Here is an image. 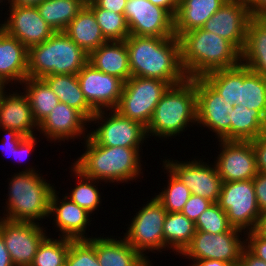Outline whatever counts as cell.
Masks as SVG:
<instances>
[{
	"label": "cell",
	"instance_id": "obj_13",
	"mask_svg": "<svg viewBox=\"0 0 266 266\" xmlns=\"http://www.w3.org/2000/svg\"><path fill=\"white\" fill-rule=\"evenodd\" d=\"M124 17L130 35L171 37L174 34V17L164 8L149 0H127Z\"/></svg>",
	"mask_w": 266,
	"mask_h": 266
},
{
	"label": "cell",
	"instance_id": "obj_34",
	"mask_svg": "<svg viewBox=\"0 0 266 266\" xmlns=\"http://www.w3.org/2000/svg\"><path fill=\"white\" fill-rule=\"evenodd\" d=\"M22 83L23 90L26 89L24 93L29 100L33 117L39 125L60 101L42 79L27 77Z\"/></svg>",
	"mask_w": 266,
	"mask_h": 266
},
{
	"label": "cell",
	"instance_id": "obj_33",
	"mask_svg": "<svg viewBox=\"0 0 266 266\" xmlns=\"http://www.w3.org/2000/svg\"><path fill=\"white\" fill-rule=\"evenodd\" d=\"M224 101L232 106L240 105V84H243V64L228 69L215 70L202 77Z\"/></svg>",
	"mask_w": 266,
	"mask_h": 266
},
{
	"label": "cell",
	"instance_id": "obj_47",
	"mask_svg": "<svg viewBox=\"0 0 266 266\" xmlns=\"http://www.w3.org/2000/svg\"><path fill=\"white\" fill-rule=\"evenodd\" d=\"M36 139L37 138L35 137V135L31 137H25L15 149V160L19 159L20 162L22 160H25L28 157L29 153L32 151V149L35 148V144L37 142Z\"/></svg>",
	"mask_w": 266,
	"mask_h": 266
},
{
	"label": "cell",
	"instance_id": "obj_39",
	"mask_svg": "<svg viewBox=\"0 0 266 266\" xmlns=\"http://www.w3.org/2000/svg\"><path fill=\"white\" fill-rule=\"evenodd\" d=\"M164 169L168 171V185L162 192H159L155 197L161 202L163 208L167 212H181L184 205L189 200L190 190L169 171L165 166Z\"/></svg>",
	"mask_w": 266,
	"mask_h": 266
},
{
	"label": "cell",
	"instance_id": "obj_19",
	"mask_svg": "<svg viewBox=\"0 0 266 266\" xmlns=\"http://www.w3.org/2000/svg\"><path fill=\"white\" fill-rule=\"evenodd\" d=\"M9 17L0 27L27 49L49 39L54 29L39 14L37 7L9 6Z\"/></svg>",
	"mask_w": 266,
	"mask_h": 266
},
{
	"label": "cell",
	"instance_id": "obj_30",
	"mask_svg": "<svg viewBox=\"0 0 266 266\" xmlns=\"http://www.w3.org/2000/svg\"><path fill=\"white\" fill-rule=\"evenodd\" d=\"M229 120L230 140L251 141L266 134V118L258 110L234 105Z\"/></svg>",
	"mask_w": 266,
	"mask_h": 266
},
{
	"label": "cell",
	"instance_id": "obj_26",
	"mask_svg": "<svg viewBox=\"0 0 266 266\" xmlns=\"http://www.w3.org/2000/svg\"><path fill=\"white\" fill-rule=\"evenodd\" d=\"M100 266H136L145 256L135 250L124 238L89 237Z\"/></svg>",
	"mask_w": 266,
	"mask_h": 266
},
{
	"label": "cell",
	"instance_id": "obj_52",
	"mask_svg": "<svg viewBox=\"0 0 266 266\" xmlns=\"http://www.w3.org/2000/svg\"><path fill=\"white\" fill-rule=\"evenodd\" d=\"M0 266H14L10 254L6 249L4 239L2 238L1 235H0Z\"/></svg>",
	"mask_w": 266,
	"mask_h": 266
},
{
	"label": "cell",
	"instance_id": "obj_15",
	"mask_svg": "<svg viewBox=\"0 0 266 266\" xmlns=\"http://www.w3.org/2000/svg\"><path fill=\"white\" fill-rule=\"evenodd\" d=\"M176 161V162H175ZM199 161L164 160L163 166L171 171L191 192L213 203L219 200L222 179L214 165ZM213 166V167H211Z\"/></svg>",
	"mask_w": 266,
	"mask_h": 266
},
{
	"label": "cell",
	"instance_id": "obj_46",
	"mask_svg": "<svg viewBox=\"0 0 266 266\" xmlns=\"http://www.w3.org/2000/svg\"><path fill=\"white\" fill-rule=\"evenodd\" d=\"M4 132H6V134L3 137V141H2V145H3V150L10 152L9 155L11 154L12 157H14L15 160V149L18 147V145L20 144V142L25 138L24 135L20 134L18 131L13 130V129H5L3 130ZM2 150V151H3ZM4 152V151H3ZM7 157H9L7 155Z\"/></svg>",
	"mask_w": 266,
	"mask_h": 266
},
{
	"label": "cell",
	"instance_id": "obj_17",
	"mask_svg": "<svg viewBox=\"0 0 266 266\" xmlns=\"http://www.w3.org/2000/svg\"><path fill=\"white\" fill-rule=\"evenodd\" d=\"M77 78L87 102L96 112L116 109L124 85L121 79L103 73L89 62L79 71Z\"/></svg>",
	"mask_w": 266,
	"mask_h": 266
},
{
	"label": "cell",
	"instance_id": "obj_43",
	"mask_svg": "<svg viewBox=\"0 0 266 266\" xmlns=\"http://www.w3.org/2000/svg\"><path fill=\"white\" fill-rule=\"evenodd\" d=\"M245 248L255 257L266 262V238L256 230L248 231ZM248 243V244H247Z\"/></svg>",
	"mask_w": 266,
	"mask_h": 266
},
{
	"label": "cell",
	"instance_id": "obj_58",
	"mask_svg": "<svg viewBox=\"0 0 266 266\" xmlns=\"http://www.w3.org/2000/svg\"><path fill=\"white\" fill-rule=\"evenodd\" d=\"M85 4L92 2L93 0H82Z\"/></svg>",
	"mask_w": 266,
	"mask_h": 266
},
{
	"label": "cell",
	"instance_id": "obj_16",
	"mask_svg": "<svg viewBox=\"0 0 266 266\" xmlns=\"http://www.w3.org/2000/svg\"><path fill=\"white\" fill-rule=\"evenodd\" d=\"M233 107L202 77H196L197 124L212 129L219 140H230L229 114Z\"/></svg>",
	"mask_w": 266,
	"mask_h": 266
},
{
	"label": "cell",
	"instance_id": "obj_54",
	"mask_svg": "<svg viewBox=\"0 0 266 266\" xmlns=\"http://www.w3.org/2000/svg\"><path fill=\"white\" fill-rule=\"evenodd\" d=\"M45 0H8L10 6H32L36 7Z\"/></svg>",
	"mask_w": 266,
	"mask_h": 266
},
{
	"label": "cell",
	"instance_id": "obj_25",
	"mask_svg": "<svg viewBox=\"0 0 266 266\" xmlns=\"http://www.w3.org/2000/svg\"><path fill=\"white\" fill-rule=\"evenodd\" d=\"M227 0H179L178 10L174 16V34L202 28L205 22Z\"/></svg>",
	"mask_w": 266,
	"mask_h": 266
},
{
	"label": "cell",
	"instance_id": "obj_48",
	"mask_svg": "<svg viewBox=\"0 0 266 266\" xmlns=\"http://www.w3.org/2000/svg\"><path fill=\"white\" fill-rule=\"evenodd\" d=\"M93 2L104 10L114 11L115 13L124 14V8L127 0H93Z\"/></svg>",
	"mask_w": 266,
	"mask_h": 266
},
{
	"label": "cell",
	"instance_id": "obj_49",
	"mask_svg": "<svg viewBox=\"0 0 266 266\" xmlns=\"http://www.w3.org/2000/svg\"><path fill=\"white\" fill-rule=\"evenodd\" d=\"M238 266H266V262L255 257L244 248Z\"/></svg>",
	"mask_w": 266,
	"mask_h": 266
},
{
	"label": "cell",
	"instance_id": "obj_7",
	"mask_svg": "<svg viewBox=\"0 0 266 266\" xmlns=\"http://www.w3.org/2000/svg\"><path fill=\"white\" fill-rule=\"evenodd\" d=\"M170 86L163 80L131 76L123 85L115 110L147 127L156 105Z\"/></svg>",
	"mask_w": 266,
	"mask_h": 266
},
{
	"label": "cell",
	"instance_id": "obj_59",
	"mask_svg": "<svg viewBox=\"0 0 266 266\" xmlns=\"http://www.w3.org/2000/svg\"><path fill=\"white\" fill-rule=\"evenodd\" d=\"M239 1H244V2L250 3L252 0H239Z\"/></svg>",
	"mask_w": 266,
	"mask_h": 266
},
{
	"label": "cell",
	"instance_id": "obj_38",
	"mask_svg": "<svg viewBox=\"0 0 266 266\" xmlns=\"http://www.w3.org/2000/svg\"><path fill=\"white\" fill-rule=\"evenodd\" d=\"M73 170L76 178L80 181L76 187H74L69 194V199L76 203L81 208L85 209L89 214L93 213L101 204V195L99 189L95 183H99V180L89 178L80 172L74 165ZM81 179V180H80ZM94 183V184H93Z\"/></svg>",
	"mask_w": 266,
	"mask_h": 266
},
{
	"label": "cell",
	"instance_id": "obj_3",
	"mask_svg": "<svg viewBox=\"0 0 266 266\" xmlns=\"http://www.w3.org/2000/svg\"><path fill=\"white\" fill-rule=\"evenodd\" d=\"M82 136L86 140V151L73 165L85 176L106 183H124L133 181L142 173L140 148L102 146L89 134Z\"/></svg>",
	"mask_w": 266,
	"mask_h": 266
},
{
	"label": "cell",
	"instance_id": "obj_28",
	"mask_svg": "<svg viewBox=\"0 0 266 266\" xmlns=\"http://www.w3.org/2000/svg\"><path fill=\"white\" fill-rule=\"evenodd\" d=\"M241 62L253 72L266 76V18H253L249 22Z\"/></svg>",
	"mask_w": 266,
	"mask_h": 266
},
{
	"label": "cell",
	"instance_id": "obj_9",
	"mask_svg": "<svg viewBox=\"0 0 266 266\" xmlns=\"http://www.w3.org/2000/svg\"><path fill=\"white\" fill-rule=\"evenodd\" d=\"M166 214L161 202L153 197L134 215L123 238L142 256L147 250L152 252L164 249L163 226Z\"/></svg>",
	"mask_w": 266,
	"mask_h": 266
},
{
	"label": "cell",
	"instance_id": "obj_41",
	"mask_svg": "<svg viewBox=\"0 0 266 266\" xmlns=\"http://www.w3.org/2000/svg\"><path fill=\"white\" fill-rule=\"evenodd\" d=\"M65 266H100L95 247L87 239H70Z\"/></svg>",
	"mask_w": 266,
	"mask_h": 266
},
{
	"label": "cell",
	"instance_id": "obj_12",
	"mask_svg": "<svg viewBox=\"0 0 266 266\" xmlns=\"http://www.w3.org/2000/svg\"><path fill=\"white\" fill-rule=\"evenodd\" d=\"M40 226L38 222L0 218V235L14 266H31L40 243L47 235Z\"/></svg>",
	"mask_w": 266,
	"mask_h": 266
},
{
	"label": "cell",
	"instance_id": "obj_35",
	"mask_svg": "<svg viewBox=\"0 0 266 266\" xmlns=\"http://www.w3.org/2000/svg\"><path fill=\"white\" fill-rule=\"evenodd\" d=\"M239 102L243 107L258 110L266 118V76L253 72L244 64Z\"/></svg>",
	"mask_w": 266,
	"mask_h": 266
},
{
	"label": "cell",
	"instance_id": "obj_31",
	"mask_svg": "<svg viewBox=\"0 0 266 266\" xmlns=\"http://www.w3.org/2000/svg\"><path fill=\"white\" fill-rule=\"evenodd\" d=\"M164 249L172 248L182 254L196 233L195 223L181 212H167L164 226Z\"/></svg>",
	"mask_w": 266,
	"mask_h": 266
},
{
	"label": "cell",
	"instance_id": "obj_18",
	"mask_svg": "<svg viewBox=\"0 0 266 266\" xmlns=\"http://www.w3.org/2000/svg\"><path fill=\"white\" fill-rule=\"evenodd\" d=\"M218 141L222 150L214 163L222 182L253 179L258 170L251 141Z\"/></svg>",
	"mask_w": 266,
	"mask_h": 266
},
{
	"label": "cell",
	"instance_id": "obj_24",
	"mask_svg": "<svg viewBox=\"0 0 266 266\" xmlns=\"http://www.w3.org/2000/svg\"><path fill=\"white\" fill-rule=\"evenodd\" d=\"M88 62L96 69L115 76L124 83L131 77L125 41H106L89 54Z\"/></svg>",
	"mask_w": 266,
	"mask_h": 266
},
{
	"label": "cell",
	"instance_id": "obj_29",
	"mask_svg": "<svg viewBox=\"0 0 266 266\" xmlns=\"http://www.w3.org/2000/svg\"><path fill=\"white\" fill-rule=\"evenodd\" d=\"M42 80L57 95L60 102L80 111L89 121L95 110L87 102L76 74L48 75Z\"/></svg>",
	"mask_w": 266,
	"mask_h": 266
},
{
	"label": "cell",
	"instance_id": "obj_42",
	"mask_svg": "<svg viewBox=\"0 0 266 266\" xmlns=\"http://www.w3.org/2000/svg\"><path fill=\"white\" fill-rule=\"evenodd\" d=\"M212 204L213 202L206 198L191 194L181 213L195 223L197 218Z\"/></svg>",
	"mask_w": 266,
	"mask_h": 266
},
{
	"label": "cell",
	"instance_id": "obj_5",
	"mask_svg": "<svg viewBox=\"0 0 266 266\" xmlns=\"http://www.w3.org/2000/svg\"><path fill=\"white\" fill-rule=\"evenodd\" d=\"M40 175V172L38 174L34 168L29 167L12 176L6 201L7 214H3V218L35 223L49 216L54 187Z\"/></svg>",
	"mask_w": 266,
	"mask_h": 266
},
{
	"label": "cell",
	"instance_id": "obj_14",
	"mask_svg": "<svg viewBox=\"0 0 266 266\" xmlns=\"http://www.w3.org/2000/svg\"><path fill=\"white\" fill-rule=\"evenodd\" d=\"M251 19L249 3L239 0H227L205 22L202 29L228 40L242 53Z\"/></svg>",
	"mask_w": 266,
	"mask_h": 266
},
{
	"label": "cell",
	"instance_id": "obj_57",
	"mask_svg": "<svg viewBox=\"0 0 266 266\" xmlns=\"http://www.w3.org/2000/svg\"><path fill=\"white\" fill-rule=\"evenodd\" d=\"M4 88H6V87L0 82V93H1V91H2Z\"/></svg>",
	"mask_w": 266,
	"mask_h": 266
},
{
	"label": "cell",
	"instance_id": "obj_40",
	"mask_svg": "<svg viewBox=\"0 0 266 266\" xmlns=\"http://www.w3.org/2000/svg\"><path fill=\"white\" fill-rule=\"evenodd\" d=\"M196 231L219 234L230 231L233 226L229 223L226 212L218 203H213L195 222Z\"/></svg>",
	"mask_w": 266,
	"mask_h": 266
},
{
	"label": "cell",
	"instance_id": "obj_27",
	"mask_svg": "<svg viewBox=\"0 0 266 266\" xmlns=\"http://www.w3.org/2000/svg\"><path fill=\"white\" fill-rule=\"evenodd\" d=\"M63 32L88 55L107 41L94 13L86 5Z\"/></svg>",
	"mask_w": 266,
	"mask_h": 266
},
{
	"label": "cell",
	"instance_id": "obj_53",
	"mask_svg": "<svg viewBox=\"0 0 266 266\" xmlns=\"http://www.w3.org/2000/svg\"><path fill=\"white\" fill-rule=\"evenodd\" d=\"M194 264H191L192 266H234L232 263L229 262H224L221 260H198V261H193Z\"/></svg>",
	"mask_w": 266,
	"mask_h": 266
},
{
	"label": "cell",
	"instance_id": "obj_55",
	"mask_svg": "<svg viewBox=\"0 0 266 266\" xmlns=\"http://www.w3.org/2000/svg\"><path fill=\"white\" fill-rule=\"evenodd\" d=\"M256 231L266 238V212L261 214Z\"/></svg>",
	"mask_w": 266,
	"mask_h": 266
},
{
	"label": "cell",
	"instance_id": "obj_23",
	"mask_svg": "<svg viewBox=\"0 0 266 266\" xmlns=\"http://www.w3.org/2000/svg\"><path fill=\"white\" fill-rule=\"evenodd\" d=\"M28 77V49L0 27V82H22Z\"/></svg>",
	"mask_w": 266,
	"mask_h": 266
},
{
	"label": "cell",
	"instance_id": "obj_1",
	"mask_svg": "<svg viewBox=\"0 0 266 266\" xmlns=\"http://www.w3.org/2000/svg\"><path fill=\"white\" fill-rule=\"evenodd\" d=\"M125 43L131 76L163 80L171 86L188 78L181 64L177 36L130 35Z\"/></svg>",
	"mask_w": 266,
	"mask_h": 266
},
{
	"label": "cell",
	"instance_id": "obj_21",
	"mask_svg": "<svg viewBox=\"0 0 266 266\" xmlns=\"http://www.w3.org/2000/svg\"><path fill=\"white\" fill-rule=\"evenodd\" d=\"M56 194L59 193L54 189L50 198L49 216H54L55 226L62 234L59 236L73 240L88 239L84 234L87 226H90V214L66 196L60 201Z\"/></svg>",
	"mask_w": 266,
	"mask_h": 266
},
{
	"label": "cell",
	"instance_id": "obj_50",
	"mask_svg": "<svg viewBox=\"0 0 266 266\" xmlns=\"http://www.w3.org/2000/svg\"><path fill=\"white\" fill-rule=\"evenodd\" d=\"M249 8L253 18H266V0H252Z\"/></svg>",
	"mask_w": 266,
	"mask_h": 266
},
{
	"label": "cell",
	"instance_id": "obj_45",
	"mask_svg": "<svg viewBox=\"0 0 266 266\" xmlns=\"http://www.w3.org/2000/svg\"><path fill=\"white\" fill-rule=\"evenodd\" d=\"M256 201L261 213L266 212V173L258 172L253 178Z\"/></svg>",
	"mask_w": 266,
	"mask_h": 266
},
{
	"label": "cell",
	"instance_id": "obj_22",
	"mask_svg": "<svg viewBox=\"0 0 266 266\" xmlns=\"http://www.w3.org/2000/svg\"><path fill=\"white\" fill-rule=\"evenodd\" d=\"M5 91L4 88L0 93V128L16 130L25 137L34 136L38 124L26 94L13 91V94L6 95L8 92Z\"/></svg>",
	"mask_w": 266,
	"mask_h": 266
},
{
	"label": "cell",
	"instance_id": "obj_11",
	"mask_svg": "<svg viewBox=\"0 0 266 266\" xmlns=\"http://www.w3.org/2000/svg\"><path fill=\"white\" fill-rule=\"evenodd\" d=\"M105 112V110L95 112L90 120V123L95 121L97 125L101 124L96 130L88 133L98 145L139 148L148 138L146 127L141 123L122 116L115 109L111 110L108 116Z\"/></svg>",
	"mask_w": 266,
	"mask_h": 266
},
{
	"label": "cell",
	"instance_id": "obj_4",
	"mask_svg": "<svg viewBox=\"0 0 266 266\" xmlns=\"http://www.w3.org/2000/svg\"><path fill=\"white\" fill-rule=\"evenodd\" d=\"M196 122V78H187L170 86L161 97L146 127V134L147 137L155 135L169 139Z\"/></svg>",
	"mask_w": 266,
	"mask_h": 266
},
{
	"label": "cell",
	"instance_id": "obj_32",
	"mask_svg": "<svg viewBox=\"0 0 266 266\" xmlns=\"http://www.w3.org/2000/svg\"><path fill=\"white\" fill-rule=\"evenodd\" d=\"M86 4L82 0H45L37 10L55 32L64 31Z\"/></svg>",
	"mask_w": 266,
	"mask_h": 266
},
{
	"label": "cell",
	"instance_id": "obj_44",
	"mask_svg": "<svg viewBox=\"0 0 266 266\" xmlns=\"http://www.w3.org/2000/svg\"><path fill=\"white\" fill-rule=\"evenodd\" d=\"M258 172L266 173V134L251 140Z\"/></svg>",
	"mask_w": 266,
	"mask_h": 266
},
{
	"label": "cell",
	"instance_id": "obj_56",
	"mask_svg": "<svg viewBox=\"0 0 266 266\" xmlns=\"http://www.w3.org/2000/svg\"><path fill=\"white\" fill-rule=\"evenodd\" d=\"M147 257L148 256L145 255V257L136 266H151V261Z\"/></svg>",
	"mask_w": 266,
	"mask_h": 266
},
{
	"label": "cell",
	"instance_id": "obj_8",
	"mask_svg": "<svg viewBox=\"0 0 266 266\" xmlns=\"http://www.w3.org/2000/svg\"><path fill=\"white\" fill-rule=\"evenodd\" d=\"M217 203L233 227L256 230L262 213L256 201L253 179L222 182Z\"/></svg>",
	"mask_w": 266,
	"mask_h": 266
},
{
	"label": "cell",
	"instance_id": "obj_36",
	"mask_svg": "<svg viewBox=\"0 0 266 266\" xmlns=\"http://www.w3.org/2000/svg\"><path fill=\"white\" fill-rule=\"evenodd\" d=\"M86 6L94 13L107 41H125L130 36L124 14L99 8L93 1Z\"/></svg>",
	"mask_w": 266,
	"mask_h": 266
},
{
	"label": "cell",
	"instance_id": "obj_6",
	"mask_svg": "<svg viewBox=\"0 0 266 266\" xmlns=\"http://www.w3.org/2000/svg\"><path fill=\"white\" fill-rule=\"evenodd\" d=\"M89 55L63 31L28 49V78L48 75L78 74Z\"/></svg>",
	"mask_w": 266,
	"mask_h": 266
},
{
	"label": "cell",
	"instance_id": "obj_2",
	"mask_svg": "<svg viewBox=\"0 0 266 266\" xmlns=\"http://www.w3.org/2000/svg\"><path fill=\"white\" fill-rule=\"evenodd\" d=\"M181 64L188 78L238 66L241 53L226 39L202 28L179 37Z\"/></svg>",
	"mask_w": 266,
	"mask_h": 266
},
{
	"label": "cell",
	"instance_id": "obj_51",
	"mask_svg": "<svg viewBox=\"0 0 266 266\" xmlns=\"http://www.w3.org/2000/svg\"><path fill=\"white\" fill-rule=\"evenodd\" d=\"M152 4L166 9L173 17L175 16L179 0H149Z\"/></svg>",
	"mask_w": 266,
	"mask_h": 266
},
{
	"label": "cell",
	"instance_id": "obj_10",
	"mask_svg": "<svg viewBox=\"0 0 266 266\" xmlns=\"http://www.w3.org/2000/svg\"><path fill=\"white\" fill-rule=\"evenodd\" d=\"M242 231L233 227L230 231L219 234L196 231L189 246L184 250L182 255L198 260H221L238 266L245 240L241 241ZM240 233V234H239Z\"/></svg>",
	"mask_w": 266,
	"mask_h": 266
},
{
	"label": "cell",
	"instance_id": "obj_37",
	"mask_svg": "<svg viewBox=\"0 0 266 266\" xmlns=\"http://www.w3.org/2000/svg\"><path fill=\"white\" fill-rule=\"evenodd\" d=\"M70 238L46 236L40 243L31 266H64L69 252Z\"/></svg>",
	"mask_w": 266,
	"mask_h": 266
},
{
	"label": "cell",
	"instance_id": "obj_20",
	"mask_svg": "<svg viewBox=\"0 0 266 266\" xmlns=\"http://www.w3.org/2000/svg\"><path fill=\"white\" fill-rule=\"evenodd\" d=\"M90 121L78 110L59 102L45 119L38 125L41 131L51 141H65L81 137L85 134V125Z\"/></svg>",
	"mask_w": 266,
	"mask_h": 266
}]
</instances>
